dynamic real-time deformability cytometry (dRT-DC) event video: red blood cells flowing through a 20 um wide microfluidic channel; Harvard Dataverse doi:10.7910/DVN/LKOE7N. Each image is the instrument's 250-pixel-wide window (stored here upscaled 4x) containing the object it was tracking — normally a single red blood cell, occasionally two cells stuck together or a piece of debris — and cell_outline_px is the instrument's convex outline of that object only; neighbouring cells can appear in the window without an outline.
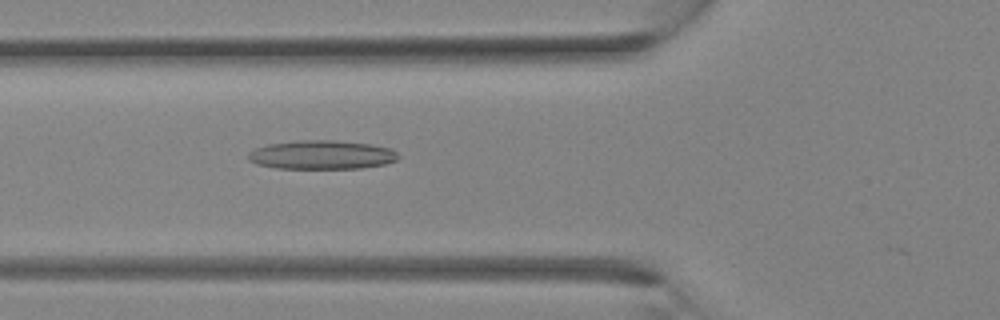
{"species": "Egyptian fruit bat (a non-hibernating species)", "species_latin": "Rousettus aegyptiacus", "temperature_condition": "room temperature", "stored_images_in_passage": 25, "camera_frame_rate_fps": 3000, "um_per_image_px": 0.085, "animal": {"sex": "female"}, "frame": {"image": 1, "passage_image": 9, "time_ms": 2.667, "image_size_px": [1000, 320], "cell_outline_px": [[400, 156], [396, 160], [384, 164], [360, 168], [276, 168], [256, 164], [248, 160], [248, 152], [256, 148], [268, 144], [296, 140], [332, 140], [368, 144], [392, 148]], "centroid_in_image_um": [27.32, 13.15], "position_along_channel_um": 98.5, "area_um2": 25.2}}
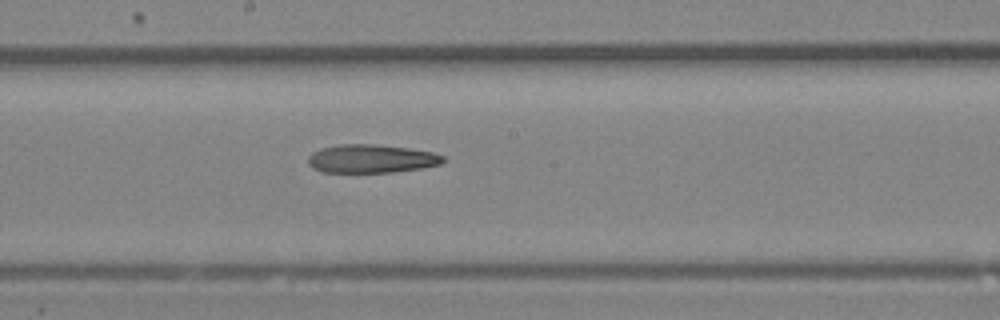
{"frame": {"image": 2, "passage_image": 15, "time_ms": 4.667, "image_size_px": [1000, 320], "cell_outline_px": [[448, 160], [440, 164], [424, 168], [392, 172], [320, 172], [312, 168], [308, 164], [308, 156], [312, 152], [320, 148], [340, 144], [372, 144], [408, 148], [432, 152], [444, 156]], "centroid_in_image_um": [31.56, 13.49], "position_along_channel_um": 216.6, "area_um2": 22.54}}
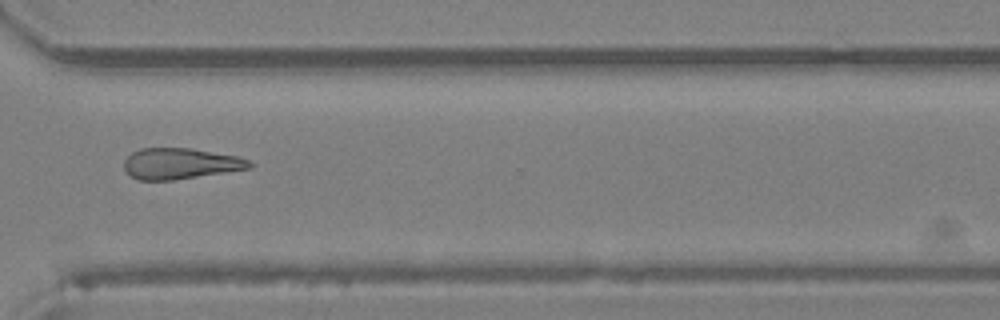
{"frame": {"image": 3, "passage_image": 22, "time_ms": 7.0, "image_size_px": [1000, 320], "cell_outline_px": [[252, 168], [172, 180], [140, 180], [132, 176], [124, 168], [124, 160], [132, 152], [140, 148], [192, 148], [236, 156], [248, 160], [252, 164]], "centroid_in_image_um": [15.31, 13.9], "position_along_channel_um": 355.3, "area_um2": 22.43}}